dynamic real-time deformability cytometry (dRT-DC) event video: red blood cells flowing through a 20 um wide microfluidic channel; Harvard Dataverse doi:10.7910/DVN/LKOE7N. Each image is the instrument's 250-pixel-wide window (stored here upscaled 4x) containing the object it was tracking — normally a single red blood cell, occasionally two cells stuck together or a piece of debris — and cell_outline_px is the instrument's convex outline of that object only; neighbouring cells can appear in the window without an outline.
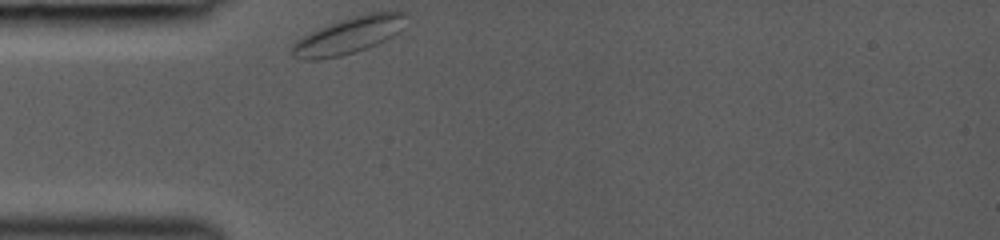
{"species": "common noctule bat (a hibernating species)", "species_latin": "Nyctalus noctula", "temperature_condition": "room temperature", "stored_images_in_passage": 18, "camera_frame_rate_fps": 3000, "um_per_image_px": 0.085, "animal": {"sex": "female", "body_mass_g": 19.0, "forearm_length_mm": 53.3}, "frame": {"image": 1, "passage_image": 1, "time_ms": 0.0, "image_size_px": [1000, 240], "cell_outline_px": [[404, 16], [396, 32], [392, 36], [376, 44], [356, 52], [340, 56], [316, 60], [304, 60], [292, 56], [292, 44], [300, 36], [320, 28], [368, 12], [404, 12]], "centroid_in_image_um": [29.52, 3.05], "position_along_channel_um": 55.5, "area_um2": 23.47}}
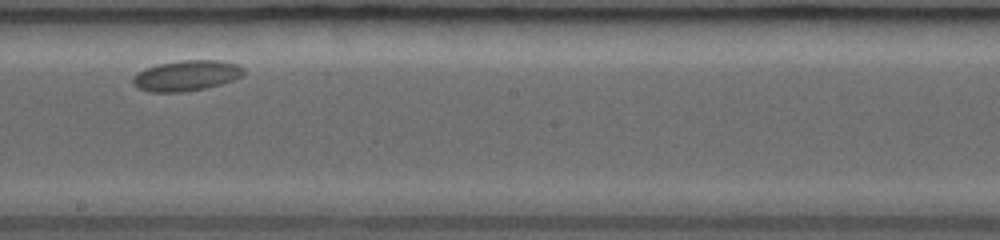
{"frame": {"image": 2, "passage_image": 10, "time_ms": 5.0, "image_size_px": [1000, 240], "cell_outline_px": [[244, 76], [220, 84], [204, 88], [184, 92], [152, 92], [140, 88], [132, 84], [132, 76], [136, 72], [160, 64], [180, 60], [216, 60], [236, 64], [244, 68]], "centroid_in_image_um": [15.84, 6.43], "position_along_channel_um": 232.4, "area_um2": 19.59}}
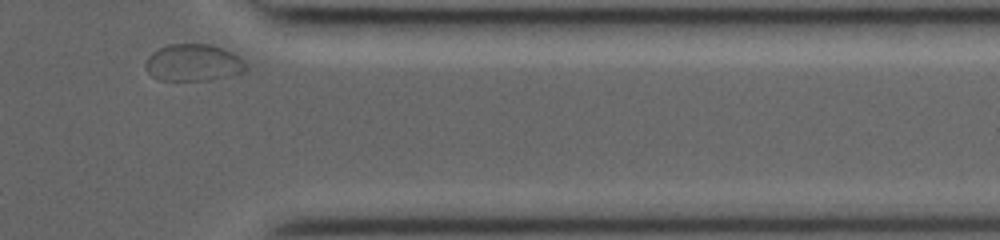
{"frame": {"image": 3, "passage_image": 18, "time_ms": 9.333, "image_size_px": [1000, 240], "cell_outline_px": [[248, 68], [244, 72], [208, 80], [160, 80], [152, 76], [148, 72], [148, 56], [152, 52], [168, 44], [212, 44], [224, 48], [232, 52], [244, 60]], "centroid_in_image_um": [16.48, 5.32], "position_along_channel_um": 394.9, "area_um2": 21.5}}